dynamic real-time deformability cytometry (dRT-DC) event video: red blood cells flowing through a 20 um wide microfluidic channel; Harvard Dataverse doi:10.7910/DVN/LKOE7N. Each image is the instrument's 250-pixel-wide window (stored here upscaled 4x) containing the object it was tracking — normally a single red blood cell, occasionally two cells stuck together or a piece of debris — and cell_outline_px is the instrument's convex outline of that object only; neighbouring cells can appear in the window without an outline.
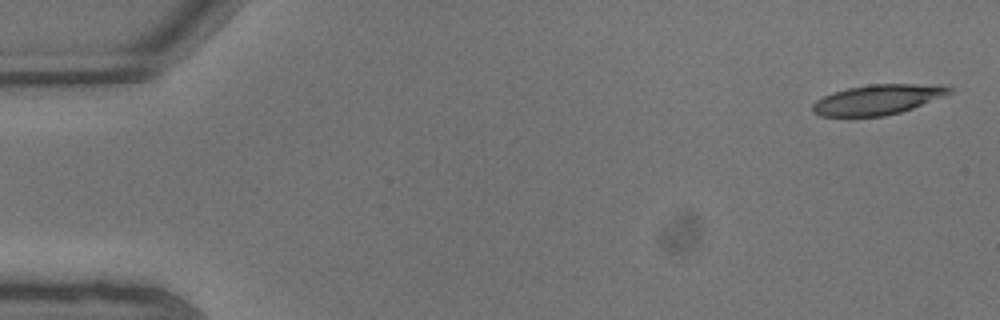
{"species": "common noctule bat (a hibernating species)", "species_latin": "Nyctalus noctula", "temperature_condition": "warm", "stored_images_in_passage": 6, "camera_frame_rate_fps": 3000, "um_per_image_px": 0.085, "animal": {"sex": "male", "body_mass_g": 13.3}, "frame": {"image": 1, "passage_image": 1, "time_ms": 0.0, "image_size_px": [1000, 320], "cell_outline_px": [[952, 92], [912, 108], [900, 112], [884, 116], [820, 116], [812, 112], [812, 104], [816, 100], [832, 92], [848, 88], [872, 84], [936, 84], [952, 88]], "centroid_in_image_um": [74.56, 8.46], "position_along_channel_um": 10.4, "area_um2": 23.7}}
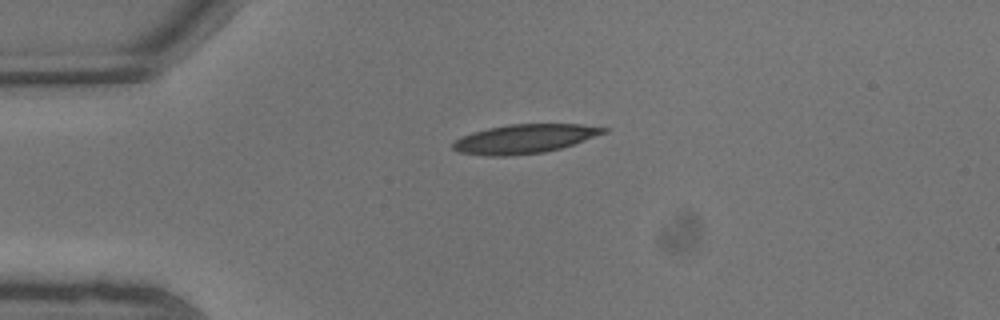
{"frame": {"image": 2, "passage_image": 5, "time_ms": 1.333, "image_size_px": [1000, 320], "cell_outline_px": [[608, 132], [560, 148], [544, 152], [508, 156], [488, 156], [460, 152], [452, 148], [452, 144], [456, 140], [472, 132], [488, 128], [508, 124], [580, 124], [608, 128]], "centroid_in_image_um": [44.58, 11.79], "position_along_channel_um": 40.4, "area_um2": 25.26}}